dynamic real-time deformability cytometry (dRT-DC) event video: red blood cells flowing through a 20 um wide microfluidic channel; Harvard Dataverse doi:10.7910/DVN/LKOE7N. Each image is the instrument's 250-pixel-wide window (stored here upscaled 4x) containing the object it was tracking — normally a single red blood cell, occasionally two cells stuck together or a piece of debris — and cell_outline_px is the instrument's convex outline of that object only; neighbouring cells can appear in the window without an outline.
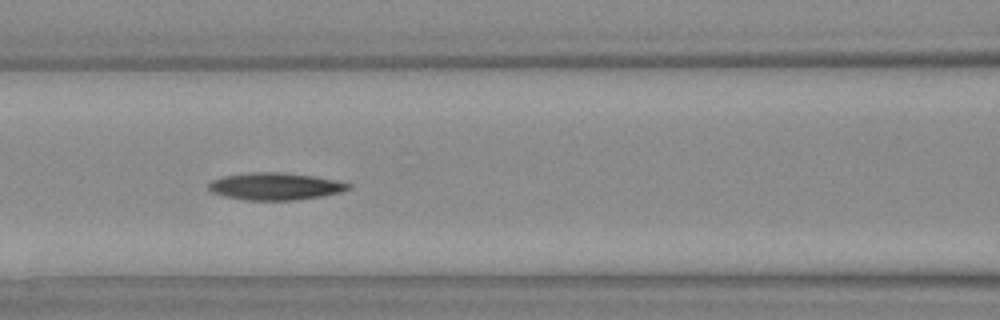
{"species": "Egyptian fruit bat (a non-hibernating species)", "species_latin": "Rousettus aegyptiacus", "temperature_condition": "warm", "stored_images_in_passage": 38, "camera_frame_rate_fps": 3000, "um_per_image_px": 0.085, "animal": {"sex": "female"}, "frame": {"image": 1, "passage_image": 17, "time_ms": 5.333, "image_size_px": [1000, 320], "cell_outline_px": [[352, 188], [340, 192], [320, 196], [296, 200], [244, 200], [224, 196], [212, 192], [208, 188], [208, 184], [212, 180], [224, 176], [248, 172], [276, 172], [312, 176], [336, 180], [352, 184]], "centroid_in_image_um": [23.38, 15.84], "position_along_channel_um": 143.2, "area_um2": 22.08}}
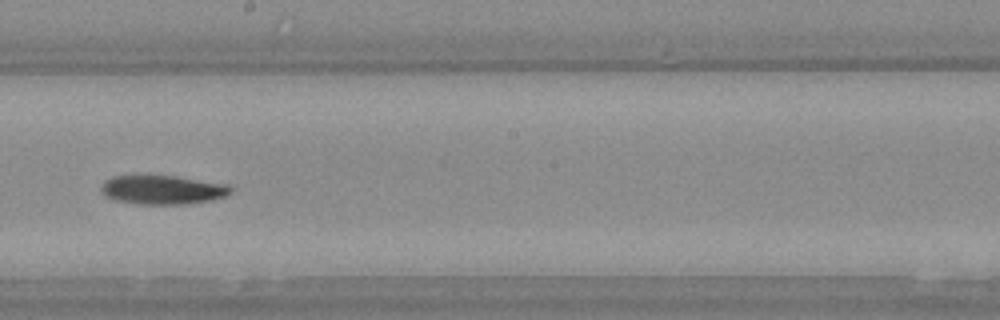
{"frame": {"image": 2, "passage_image": 22, "time_ms": 7.0, "image_size_px": [1000, 320], "cell_outline_px": [[236, 188], [232, 192], [224, 196], [212, 200], [184, 204], [140, 204], [112, 200], [104, 196], [100, 192], [100, 188], [104, 180], [112, 176], [176, 176], [228, 184]], "centroid_in_image_um": [13.81, 16.13], "position_along_channel_um": 234.4, "area_um2": 22.14}}